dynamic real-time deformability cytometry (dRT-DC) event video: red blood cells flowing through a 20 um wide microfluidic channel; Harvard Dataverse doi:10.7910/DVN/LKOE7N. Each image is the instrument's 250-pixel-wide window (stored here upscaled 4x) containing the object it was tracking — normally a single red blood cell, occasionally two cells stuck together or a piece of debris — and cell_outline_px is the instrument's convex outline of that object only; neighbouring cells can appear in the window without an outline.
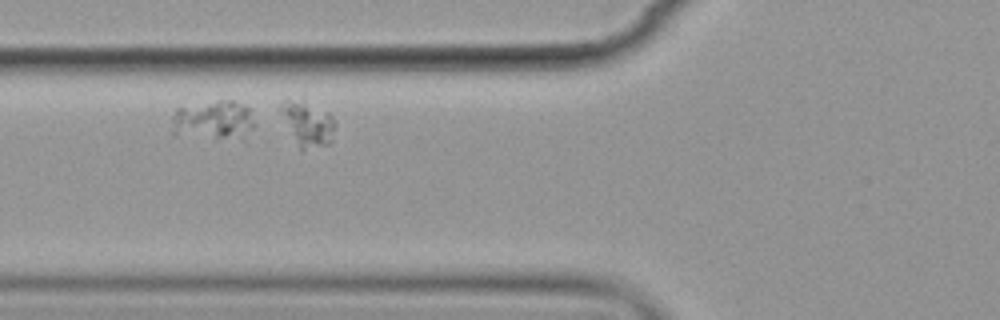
{"species": "common noctule bat (a hibernating species)", "species_latin": "Nyctalus noctula", "temperature_condition": "cold", "stored_images_in_passage": 4, "camera_frame_rate_fps": 3000, "um_per_image_px": 0.085, "animal": {"sex": "female", "body_mass_g": 19.9}, "frame": {"image": 1, "passage_image": 2, "time_ms": 1.0, "image_size_px": [1000, 320], "cell_outline_px": [[256, 124], [244, 140], [172, 136], [172, 116], [176, 108], [220, 100], [232, 100], [244, 104], [248, 108]], "centroid_in_image_um": [18.15, 10.26], "position_along_channel_um": 107.7, "area_um2": 19.65}}
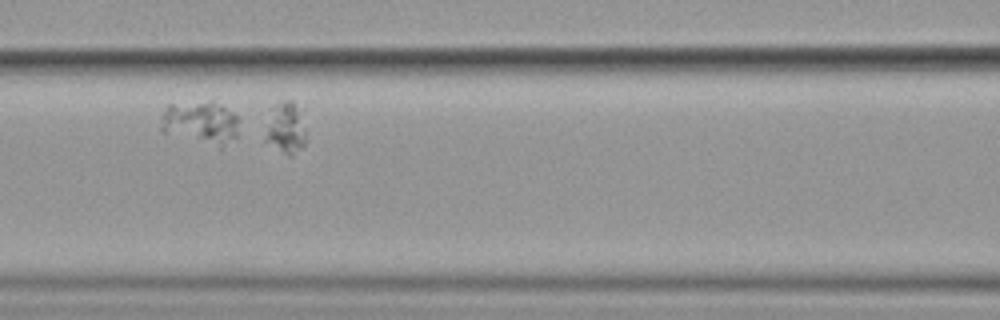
{"frame": {"image": 2, "passage_image": 3, "time_ms": 2.333, "image_size_px": [1000, 320], "cell_outline_px": [[304, 144], [292, 156], [288, 156], [264, 140], [272, 108], [276, 104], [284, 100], [292, 100], [304, 108]], "centroid_in_image_um": [24.34, 10.82], "position_along_channel_um": 142.3, "area_um2": 12.25}}
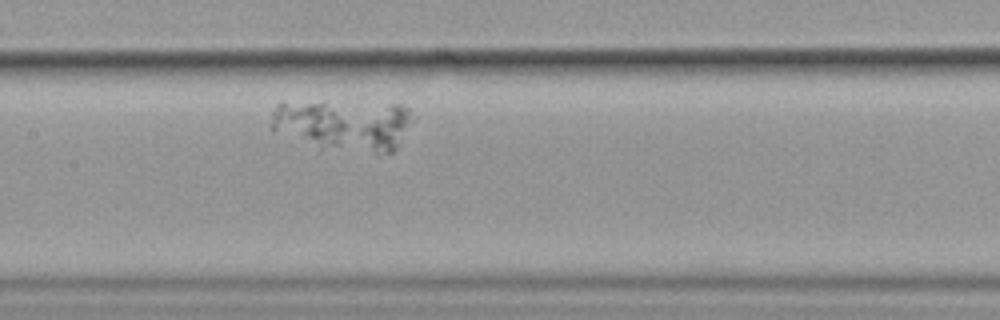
{"frame": {"image": 3, "passage_image": 4, "time_ms": 3.333, "image_size_px": [1000, 320], "cell_outline_px": [[416, 116], [396, 148], [392, 152], [376, 152], [372, 148], [360, 132], [360, 128], [392, 104], [400, 104], [408, 108]], "centroid_in_image_um": [32.98, 10.89], "position_along_channel_um": 174.4, "area_um2": 12.02}}